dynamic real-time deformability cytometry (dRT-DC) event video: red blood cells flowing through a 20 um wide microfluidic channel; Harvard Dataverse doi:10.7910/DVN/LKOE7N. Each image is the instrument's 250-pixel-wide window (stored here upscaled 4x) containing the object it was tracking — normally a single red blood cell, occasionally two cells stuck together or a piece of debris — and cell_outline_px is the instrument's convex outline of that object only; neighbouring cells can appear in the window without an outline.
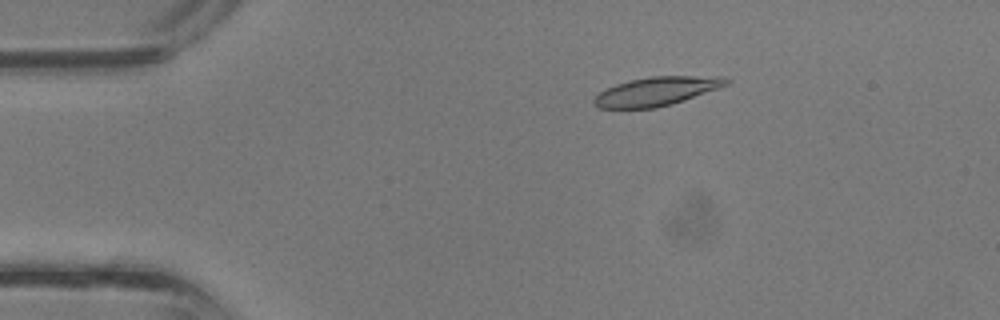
{"species": "common noctule bat (a hibernating species)", "species_latin": "Nyctalus noctula", "temperature_condition": "room temperature", "stored_images_in_passage": 38, "camera_frame_rate_fps": 3000, "um_per_image_px": 0.085, "animal": {"sex": "male", "body_mass_g": 13.3}, "frame": {"image": 1, "passage_image": 7, "time_ms": 2.0, "image_size_px": [1000, 320], "cell_outline_px": [[732, 80], [728, 84], [720, 88], [672, 104], [656, 108], [596, 108], [592, 104], [592, 100], [600, 92], [616, 84], [628, 80], [652, 76], [724, 76]], "centroid_in_image_um": [55.83, 7.76], "position_along_channel_um": 29.2, "area_um2": 22.37}}
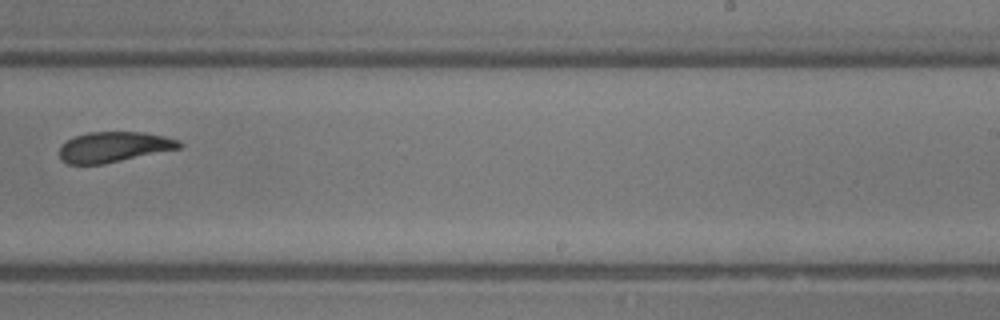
{"frame": {"image": 2, "passage_image": 24, "time_ms": 7.667, "image_size_px": [1000, 320], "cell_outline_px": [[184, 144], [180, 148], [104, 164], [68, 164], [60, 160], [60, 148], [68, 140], [76, 136], [88, 132], [144, 132], [164, 136], [180, 140]], "centroid_in_image_um": [9.71, 12.49], "position_along_channel_um": 279.3, "area_um2": 21.15}}
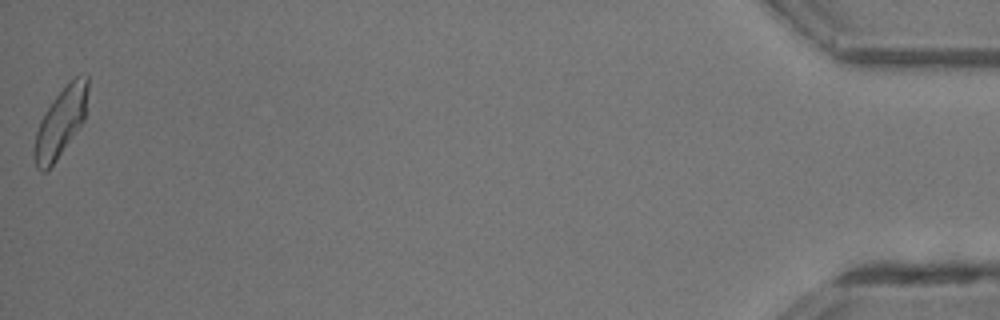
{"frame": {"image": 3, "passage_image": 38, "time_ms": 12.333, "image_size_px": [1000, 320], "cell_outline_px": [[88, 88], [84, 120], [56, 160], [44, 172], [40, 172], [36, 168], [32, 156], [32, 148], [36, 132], [40, 120], [44, 112], [52, 100], [80, 72], [88, 76]], "centroid_in_image_um": [5.12, 10.41], "position_along_channel_um": 430.1, "area_um2": 21.44}}